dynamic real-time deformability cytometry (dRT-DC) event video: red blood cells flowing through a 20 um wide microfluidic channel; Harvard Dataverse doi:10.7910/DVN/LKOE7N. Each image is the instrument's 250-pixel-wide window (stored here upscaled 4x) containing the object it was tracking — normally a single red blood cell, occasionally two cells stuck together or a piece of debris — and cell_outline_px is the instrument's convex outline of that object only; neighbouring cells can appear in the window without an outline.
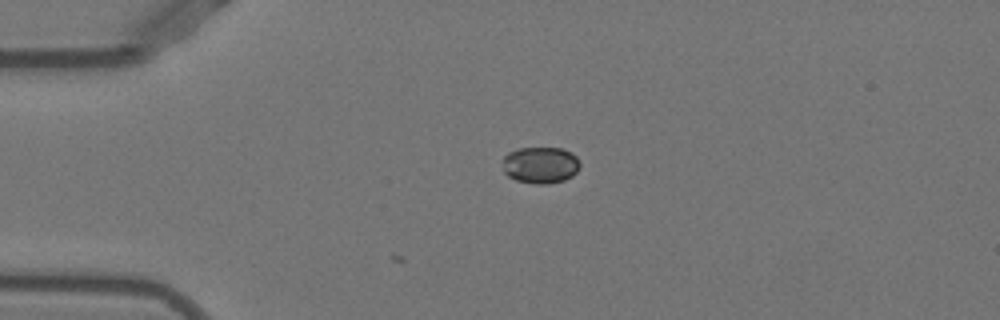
{"species": "Egyptian fruit bat (a non-hibernating species)", "species_latin": "Rousettus aegyptiacus", "temperature_condition": "warm", "stored_images_in_passage": 3, "camera_frame_rate_fps": 3000, "um_per_image_px": 0.085, "animal": {"sex": "female"}, "frame": {"image": 1, "passage_image": 1, "time_ms": 0.0, "image_size_px": [1000, 320], "cell_outline_px": [[580, 168], [572, 176], [564, 180], [548, 184], [536, 184], [516, 180], [508, 176], [504, 172], [504, 156], [508, 152], [520, 148], [560, 148], [572, 152], [580, 160]], "centroid_in_image_um": [45.97, 14.03], "position_along_channel_um": 39.0, "area_um2": 16.59}}